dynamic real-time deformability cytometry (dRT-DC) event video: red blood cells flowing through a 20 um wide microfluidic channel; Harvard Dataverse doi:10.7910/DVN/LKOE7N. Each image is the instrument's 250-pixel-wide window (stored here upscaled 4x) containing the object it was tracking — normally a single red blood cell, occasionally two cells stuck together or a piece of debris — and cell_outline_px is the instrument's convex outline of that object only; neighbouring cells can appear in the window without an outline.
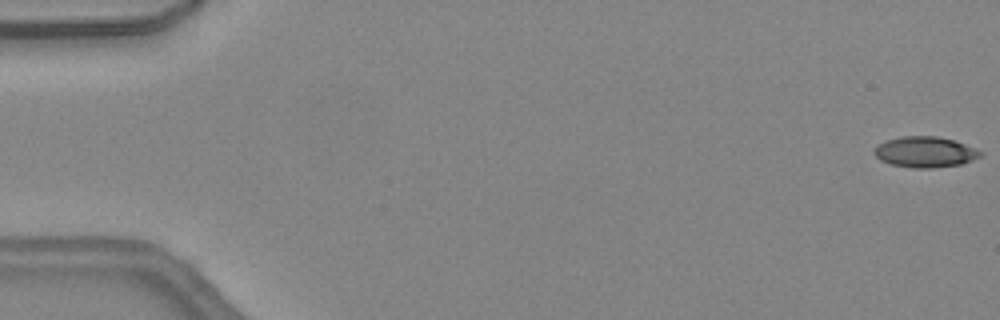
{"species": "common noctule bat (a hibernating species)", "species_latin": "Nyctalus noctula", "temperature_condition": "warm", "stored_images_in_passage": 8, "camera_frame_rate_fps": 3000, "um_per_image_px": 0.085, "animal": {"sex": "female", "body_mass_g": 24.6, "forearm_length_mm": 56.2}, "frame": {"image": 1, "passage_image": 1, "time_ms": 0.0, "image_size_px": [1000, 320], "cell_outline_px": [[984, 152], [980, 156], [972, 160], [960, 164], [932, 168], [912, 168], [892, 164], [880, 160], [872, 152], [872, 148], [876, 144], [900, 136], [936, 136], [952, 140], [964, 144]], "centroid_in_image_um": [78.58, 12.92], "position_along_channel_um": 6.4, "area_um2": 19.02}}